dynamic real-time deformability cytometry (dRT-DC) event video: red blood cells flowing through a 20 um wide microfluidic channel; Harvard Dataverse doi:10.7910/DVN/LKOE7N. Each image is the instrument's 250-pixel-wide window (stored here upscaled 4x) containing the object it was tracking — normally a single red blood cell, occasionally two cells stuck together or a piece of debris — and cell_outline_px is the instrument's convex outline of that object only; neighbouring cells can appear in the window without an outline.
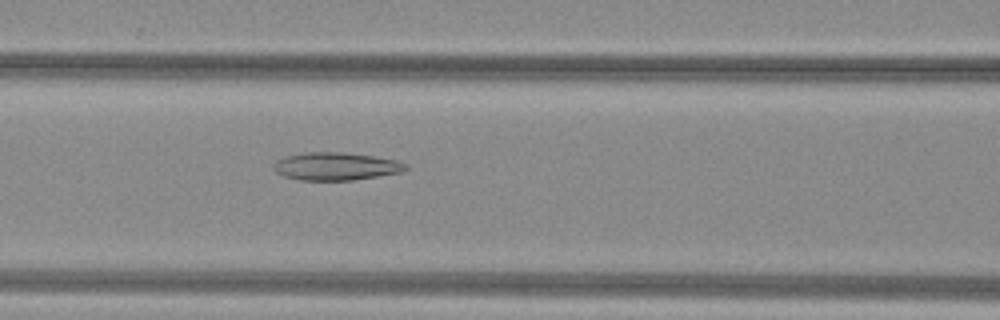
{"species": "common noctule bat (a hibernating species)", "species_latin": "Nyctalus noctula", "temperature_condition": "warm", "stored_images_in_passage": 38, "camera_frame_rate_fps": 3000, "um_per_image_px": 0.085, "animal": {"sex": "female", "body_mass_g": 29.2, "forearm_length_mm": 56.3}, "frame": {"image": 1, "passage_image": 9, "time_ms": 2.667, "image_size_px": [1000, 320], "cell_outline_px": [[408, 168], [400, 172], [352, 180], [300, 180], [284, 176], [276, 172], [272, 168], [272, 164], [276, 160], [284, 156], [304, 152], [344, 152], [372, 156], [396, 160], [408, 164]], "centroid_in_image_um": [28.49, 14.13], "position_along_channel_um": 138.1, "area_um2": 21.44}}
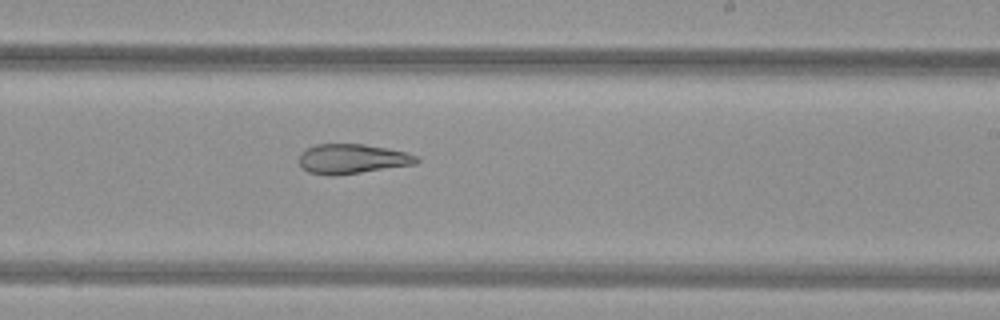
{"frame": {"image": 2, "passage_image": 18, "time_ms": 5.667, "image_size_px": [1000, 320], "cell_outline_px": [[420, 160], [416, 164], [336, 176], [328, 176], [308, 172], [300, 168], [300, 152], [316, 144], [364, 144], [408, 152], [416, 156]], "centroid_in_image_um": [29.92, 13.51], "position_along_channel_um": 259.1, "area_um2": 20.52}}
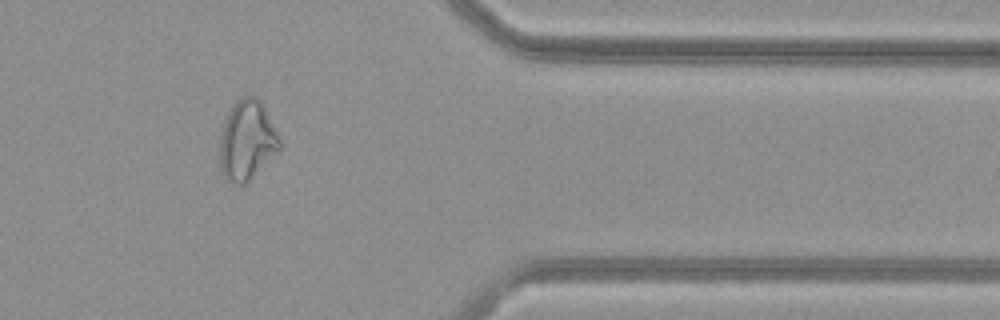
{"frame": {"image": 3, "passage_image": 29, "time_ms": 9.333, "image_size_px": [1000, 320], "cell_outline_px": [[280, 148], [244, 184], [232, 184], [220, 172], [220, 124], [232, 104], [236, 100], [244, 96], [252, 96], [260, 100], [280, 140]], "centroid_in_image_um": [20.92, 11.9], "position_along_channel_um": 390.5, "area_um2": 27.51}, "authors_computed_cell_mechanics": {"area_um2": 23.0622, "velocity_mm_per_s": 4.0497, "shape_relaxation_time_tau1_ms": null, "shape_relaxation_time_tau2_ms": 3.9911, "deformation_change_tau1": null, "deformation_change_tau2": 0.1226}}